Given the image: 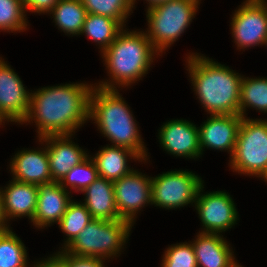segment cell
I'll return each instance as SVG.
<instances>
[{"mask_svg": "<svg viewBox=\"0 0 267 267\" xmlns=\"http://www.w3.org/2000/svg\"><path fill=\"white\" fill-rule=\"evenodd\" d=\"M93 87L87 82H73L31 90L29 110L20 125L35 123L38 138L75 135L76 130L89 121V100Z\"/></svg>", "mask_w": 267, "mask_h": 267, "instance_id": "obj_1", "label": "cell"}, {"mask_svg": "<svg viewBox=\"0 0 267 267\" xmlns=\"http://www.w3.org/2000/svg\"><path fill=\"white\" fill-rule=\"evenodd\" d=\"M186 65L194 94L209 115H239L242 75L194 52Z\"/></svg>", "mask_w": 267, "mask_h": 267, "instance_id": "obj_2", "label": "cell"}, {"mask_svg": "<svg viewBox=\"0 0 267 267\" xmlns=\"http://www.w3.org/2000/svg\"><path fill=\"white\" fill-rule=\"evenodd\" d=\"M128 30L123 28L110 46L101 53L110 79L95 83L94 86L103 89L128 88L148 73L155 55L161 56L144 30Z\"/></svg>", "mask_w": 267, "mask_h": 267, "instance_id": "obj_3", "label": "cell"}, {"mask_svg": "<svg viewBox=\"0 0 267 267\" xmlns=\"http://www.w3.org/2000/svg\"><path fill=\"white\" fill-rule=\"evenodd\" d=\"M132 110L119 89L92 88L89 100V120L112 145L135 152L144 163L149 159Z\"/></svg>", "mask_w": 267, "mask_h": 267, "instance_id": "obj_4", "label": "cell"}, {"mask_svg": "<svg viewBox=\"0 0 267 267\" xmlns=\"http://www.w3.org/2000/svg\"><path fill=\"white\" fill-rule=\"evenodd\" d=\"M132 227L124 219H92L63 251L105 261L118 257L128 242Z\"/></svg>", "mask_w": 267, "mask_h": 267, "instance_id": "obj_5", "label": "cell"}, {"mask_svg": "<svg viewBox=\"0 0 267 267\" xmlns=\"http://www.w3.org/2000/svg\"><path fill=\"white\" fill-rule=\"evenodd\" d=\"M201 0H173L146 11L148 28L145 34L162 55L176 42L195 18Z\"/></svg>", "mask_w": 267, "mask_h": 267, "instance_id": "obj_6", "label": "cell"}, {"mask_svg": "<svg viewBox=\"0 0 267 267\" xmlns=\"http://www.w3.org/2000/svg\"><path fill=\"white\" fill-rule=\"evenodd\" d=\"M229 167L233 172L260 177L267 168V120L243 118Z\"/></svg>", "mask_w": 267, "mask_h": 267, "instance_id": "obj_7", "label": "cell"}, {"mask_svg": "<svg viewBox=\"0 0 267 267\" xmlns=\"http://www.w3.org/2000/svg\"><path fill=\"white\" fill-rule=\"evenodd\" d=\"M201 176L188 170H172L151 177L152 204L168 210L195 204L199 188L204 184Z\"/></svg>", "mask_w": 267, "mask_h": 267, "instance_id": "obj_8", "label": "cell"}, {"mask_svg": "<svg viewBox=\"0 0 267 267\" xmlns=\"http://www.w3.org/2000/svg\"><path fill=\"white\" fill-rule=\"evenodd\" d=\"M234 11L230 26L237 50L262 46L267 38V0H246Z\"/></svg>", "mask_w": 267, "mask_h": 267, "instance_id": "obj_9", "label": "cell"}, {"mask_svg": "<svg viewBox=\"0 0 267 267\" xmlns=\"http://www.w3.org/2000/svg\"><path fill=\"white\" fill-rule=\"evenodd\" d=\"M202 185L197 193L195 209L202 224V233H224L239 220L238 211L231 195L226 191L202 193Z\"/></svg>", "mask_w": 267, "mask_h": 267, "instance_id": "obj_10", "label": "cell"}, {"mask_svg": "<svg viewBox=\"0 0 267 267\" xmlns=\"http://www.w3.org/2000/svg\"><path fill=\"white\" fill-rule=\"evenodd\" d=\"M113 185L119 216L134 225L138 212L152 204L151 176L132 170L121 179L113 181Z\"/></svg>", "mask_w": 267, "mask_h": 267, "instance_id": "obj_11", "label": "cell"}, {"mask_svg": "<svg viewBox=\"0 0 267 267\" xmlns=\"http://www.w3.org/2000/svg\"><path fill=\"white\" fill-rule=\"evenodd\" d=\"M30 92L14 69L0 57V119L20 125L29 110ZM8 121V122H7Z\"/></svg>", "mask_w": 267, "mask_h": 267, "instance_id": "obj_12", "label": "cell"}, {"mask_svg": "<svg viewBox=\"0 0 267 267\" xmlns=\"http://www.w3.org/2000/svg\"><path fill=\"white\" fill-rule=\"evenodd\" d=\"M158 131L161 147L176 157L198 159L202 156L198 127L185 119L166 121Z\"/></svg>", "mask_w": 267, "mask_h": 267, "instance_id": "obj_13", "label": "cell"}, {"mask_svg": "<svg viewBox=\"0 0 267 267\" xmlns=\"http://www.w3.org/2000/svg\"><path fill=\"white\" fill-rule=\"evenodd\" d=\"M242 119L240 115H210L207 121L198 127L202 154L205 148H209L227 151L231 158Z\"/></svg>", "mask_w": 267, "mask_h": 267, "instance_id": "obj_14", "label": "cell"}, {"mask_svg": "<svg viewBox=\"0 0 267 267\" xmlns=\"http://www.w3.org/2000/svg\"><path fill=\"white\" fill-rule=\"evenodd\" d=\"M71 135H49L39 138L45 143L49 158L52 181L60 182L75 166L89 155L87 151L72 141Z\"/></svg>", "mask_w": 267, "mask_h": 267, "instance_id": "obj_15", "label": "cell"}, {"mask_svg": "<svg viewBox=\"0 0 267 267\" xmlns=\"http://www.w3.org/2000/svg\"><path fill=\"white\" fill-rule=\"evenodd\" d=\"M39 142L44 148L17 151L11 158L9 168L13 175L12 179L36 185L53 182L46 145L41 140Z\"/></svg>", "mask_w": 267, "mask_h": 267, "instance_id": "obj_16", "label": "cell"}, {"mask_svg": "<svg viewBox=\"0 0 267 267\" xmlns=\"http://www.w3.org/2000/svg\"><path fill=\"white\" fill-rule=\"evenodd\" d=\"M71 193L59 182L38 185L37 207L31 223L38 229L59 223L72 201Z\"/></svg>", "mask_w": 267, "mask_h": 267, "instance_id": "obj_17", "label": "cell"}, {"mask_svg": "<svg viewBox=\"0 0 267 267\" xmlns=\"http://www.w3.org/2000/svg\"><path fill=\"white\" fill-rule=\"evenodd\" d=\"M0 194L7 224L10 219L21 217H28L32 222L37 207L38 185L11 179L4 189L0 187Z\"/></svg>", "mask_w": 267, "mask_h": 267, "instance_id": "obj_18", "label": "cell"}, {"mask_svg": "<svg viewBox=\"0 0 267 267\" xmlns=\"http://www.w3.org/2000/svg\"><path fill=\"white\" fill-rule=\"evenodd\" d=\"M196 236L191 244L195 251L197 267H233L238 263L232 246L222 234L199 232Z\"/></svg>", "mask_w": 267, "mask_h": 267, "instance_id": "obj_19", "label": "cell"}, {"mask_svg": "<svg viewBox=\"0 0 267 267\" xmlns=\"http://www.w3.org/2000/svg\"><path fill=\"white\" fill-rule=\"evenodd\" d=\"M98 171V176L110 181L121 179L129 174L134 168L128 166V159L135 162L143 160L132 150L115 145H106L99 149L92 157Z\"/></svg>", "mask_w": 267, "mask_h": 267, "instance_id": "obj_20", "label": "cell"}, {"mask_svg": "<svg viewBox=\"0 0 267 267\" xmlns=\"http://www.w3.org/2000/svg\"><path fill=\"white\" fill-rule=\"evenodd\" d=\"M82 193L85 196L82 203L93 219H122L115 205L113 181L98 177Z\"/></svg>", "mask_w": 267, "mask_h": 267, "instance_id": "obj_21", "label": "cell"}, {"mask_svg": "<svg viewBox=\"0 0 267 267\" xmlns=\"http://www.w3.org/2000/svg\"><path fill=\"white\" fill-rule=\"evenodd\" d=\"M48 14L58 30L73 37L81 34L88 13L81 0H59Z\"/></svg>", "mask_w": 267, "mask_h": 267, "instance_id": "obj_22", "label": "cell"}, {"mask_svg": "<svg viewBox=\"0 0 267 267\" xmlns=\"http://www.w3.org/2000/svg\"><path fill=\"white\" fill-rule=\"evenodd\" d=\"M124 27L117 21L107 16L88 13L80 35H86L99 45L101 53L105 51L116 39Z\"/></svg>", "mask_w": 267, "mask_h": 267, "instance_id": "obj_23", "label": "cell"}, {"mask_svg": "<svg viewBox=\"0 0 267 267\" xmlns=\"http://www.w3.org/2000/svg\"><path fill=\"white\" fill-rule=\"evenodd\" d=\"M267 113V78L242 76L239 115L247 118V108Z\"/></svg>", "mask_w": 267, "mask_h": 267, "instance_id": "obj_24", "label": "cell"}, {"mask_svg": "<svg viewBox=\"0 0 267 267\" xmlns=\"http://www.w3.org/2000/svg\"><path fill=\"white\" fill-rule=\"evenodd\" d=\"M27 257L24 243L12 229L0 231V267H29Z\"/></svg>", "mask_w": 267, "mask_h": 267, "instance_id": "obj_25", "label": "cell"}, {"mask_svg": "<svg viewBox=\"0 0 267 267\" xmlns=\"http://www.w3.org/2000/svg\"><path fill=\"white\" fill-rule=\"evenodd\" d=\"M93 218L85 205L72 200L58 225L67 236L60 250L66 248Z\"/></svg>", "mask_w": 267, "mask_h": 267, "instance_id": "obj_26", "label": "cell"}, {"mask_svg": "<svg viewBox=\"0 0 267 267\" xmlns=\"http://www.w3.org/2000/svg\"><path fill=\"white\" fill-rule=\"evenodd\" d=\"M87 13L102 15L117 20L124 28L127 18L133 13L132 0H81Z\"/></svg>", "mask_w": 267, "mask_h": 267, "instance_id": "obj_27", "label": "cell"}, {"mask_svg": "<svg viewBox=\"0 0 267 267\" xmlns=\"http://www.w3.org/2000/svg\"><path fill=\"white\" fill-rule=\"evenodd\" d=\"M27 14L23 0H0V31L24 32L27 30Z\"/></svg>", "mask_w": 267, "mask_h": 267, "instance_id": "obj_28", "label": "cell"}, {"mask_svg": "<svg viewBox=\"0 0 267 267\" xmlns=\"http://www.w3.org/2000/svg\"><path fill=\"white\" fill-rule=\"evenodd\" d=\"M98 171L95 163L89 155L80 164L75 165L59 182V184L67 190L71 189L75 192H83L89 185H91L98 178ZM70 186V187H69ZM68 187V188H67Z\"/></svg>", "mask_w": 267, "mask_h": 267, "instance_id": "obj_29", "label": "cell"}, {"mask_svg": "<svg viewBox=\"0 0 267 267\" xmlns=\"http://www.w3.org/2000/svg\"><path fill=\"white\" fill-rule=\"evenodd\" d=\"M162 257L161 267H197V259L191 241L169 246Z\"/></svg>", "mask_w": 267, "mask_h": 267, "instance_id": "obj_30", "label": "cell"}, {"mask_svg": "<svg viewBox=\"0 0 267 267\" xmlns=\"http://www.w3.org/2000/svg\"><path fill=\"white\" fill-rule=\"evenodd\" d=\"M56 254L65 262L66 267H106L105 260L86 256H76L59 250Z\"/></svg>", "mask_w": 267, "mask_h": 267, "instance_id": "obj_31", "label": "cell"}, {"mask_svg": "<svg viewBox=\"0 0 267 267\" xmlns=\"http://www.w3.org/2000/svg\"><path fill=\"white\" fill-rule=\"evenodd\" d=\"M25 13L48 14L59 0H23Z\"/></svg>", "mask_w": 267, "mask_h": 267, "instance_id": "obj_32", "label": "cell"}, {"mask_svg": "<svg viewBox=\"0 0 267 267\" xmlns=\"http://www.w3.org/2000/svg\"><path fill=\"white\" fill-rule=\"evenodd\" d=\"M44 260L37 261L33 267H66L65 262L55 253L51 257L42 258ZM31 266V267H32Z\"/></svg>", "mask_w": 267, "mask_h": 267, "instance_id": "obj_33", "label": "cell"}, {"mask_svg": "<svg viewBox=\"0 0 267 267\" xmlns=\"http://www.w3.org/2000/svg\"><path fill=\"white\" fill-rule=\"evenodd\" d=\"M9 224H7V221L4 218L3 210H2V200H1V194H0V231H4L9 229Z\"/></svg>", "mask_w": 267, "mask_h": 267, "instance_id": "obj_34", "label": "cell"}, {"mask_svg": "<svg viewBox=\"0 0 267 267\" xmlns=\"http://www.w3.org/2000/svg\"><path fill=\"white\" fill-rule=\"evenodd\" d=\"M146 3H148L146 9H150L156 5H159V4H162V3H166V2H169V1H173V0H145ZM135 4H136V0H132V5L133 7H135Z\"/></svg>", "mask_w": 267, "mask_h": 267, "instance_id": "obj_35", "label": "cell"}, {"mask_svg": "<svg viewBox=\"0 0 267 267\" xmlns=\"http://www.w3.org/2000/svg\"><path fill=\"white\" fill-rule=\"evenodd\" d=\"M259 178L261 180H264L265 182H267V168Z\"/></svg>", "mask_w": 267, "mask_h": 267, "instance_id": "obj_36", "label": "cell"}, {"mask_svg": "<svg viewBox=\"0 0 267 267\" xmlns=\"http://www.w3.org/2000/svg\"><path fill=\"white\" fill-rule=\"evenodd\" d=\"M233 267H243V265H239V263H236Z\"/></svg>", "mask_w": 267, "mask_h": 267, "instance_id": "obj_37", "label": "cell"}, {"mask_svg": "<svg viewBox=\"0 0 267 267\" xmlns=\"http://www.w3.org/2000/svg\"><path fill=\"white\" fill-rule=\"evenodd\" d=\"M265 45V47L267 46V38H266V40L264 41V44H263V46Z\"/></svg>", "mask_w": 267, "mask_h": 267, "instance_id": "obj_38", "label": "cell"}, {"mask_svg": "<svg viewBox=\"0 0 267 267\" xmlns=\"http://www.w3.org/2000/svg\"><path fill=\"white\" fill-rule=\"evenodd\" d=\"M3 123H4V122L0 119V125H4Z\"/></svg>", "mask_w": 267, "mask_h": 267, "instance_id": "obj_39", "label": "cell"}]
</instances>
